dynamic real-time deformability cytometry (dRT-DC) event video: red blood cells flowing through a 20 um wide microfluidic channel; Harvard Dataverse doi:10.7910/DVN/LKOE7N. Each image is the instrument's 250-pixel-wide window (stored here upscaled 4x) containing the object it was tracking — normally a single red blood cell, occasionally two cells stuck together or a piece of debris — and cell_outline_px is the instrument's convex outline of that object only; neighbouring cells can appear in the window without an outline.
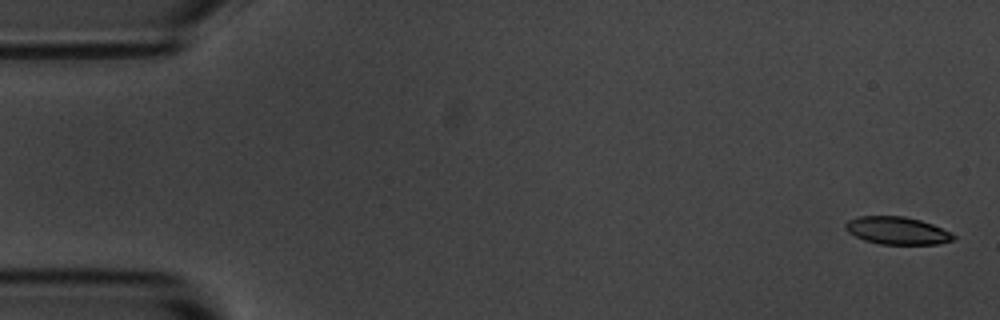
{"species": "common noctule bat (a hibernating species)", "species_latin": "Nyctalus noctula", "temperature_condition": "room temperature", "stored_images_in_passage": 4, "camera_frame_rate_fps": 3000, "um_per_image_px": 0.085, "animal": {"sex": "male", "body_mass_g": 20.1, "forearm_length_mm": 53.5}, "frame": {"image": 1, "passage_image": 1, "time_ms": 0.0, "image_size_px": [1000, 320], "cell_outline_px": [[956, 236], [952, 240], [936, 244], [880, 244], [864, 240], [848, 232], [844, 228], [844, 224], [848, 220], [860, 216], [904, 216], [920, 220], [932, 224], [952, 232]], "centroid_in_image_um": [76.25, 19.6], "position_along_channel_um": 8.8, "area_um2": 17.34}}
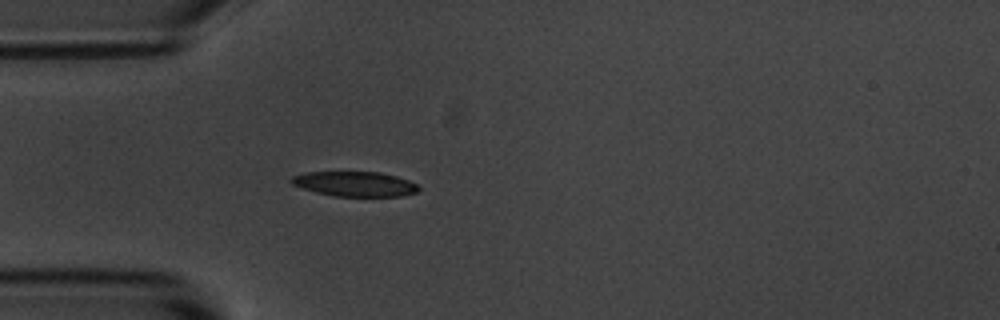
{"frame": {"image": 2, "passage_image": 4, "time_ms": 4.667, "image_size_px": [1000, 320], "cell_outline_px": [[420, 188], [416, 192], [400, 196], [332, 196], [316, 192], [292, 184], [288, 180], [292, 176], [304, 172], [380, 172], [396, 176], [408, 180], [416, 184]], "centroid_in_image_um": [30.13, 15.63], "position_along_channel_um": 54.9, "area_um2": 18.38}}